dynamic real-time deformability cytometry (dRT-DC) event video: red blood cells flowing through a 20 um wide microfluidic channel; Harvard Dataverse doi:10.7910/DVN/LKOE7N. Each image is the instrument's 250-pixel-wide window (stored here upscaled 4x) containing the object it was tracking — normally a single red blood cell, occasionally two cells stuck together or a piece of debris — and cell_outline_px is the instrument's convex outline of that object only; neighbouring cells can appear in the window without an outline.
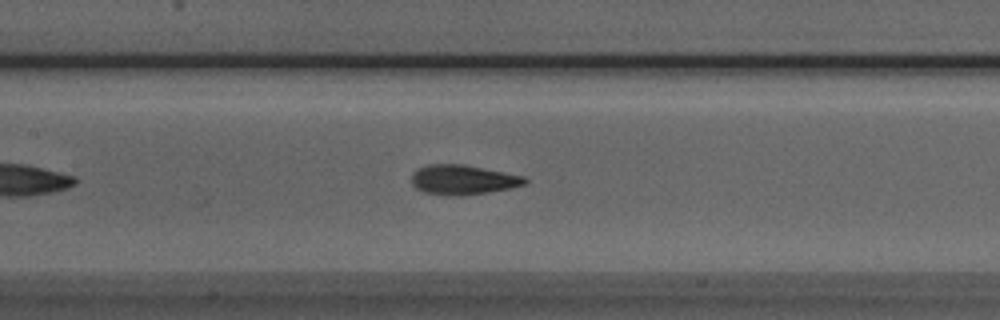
{"species": "Egyptian fruit bat (a non-hibernating species)", "species_latin": "Rousettus aegyptiacus", "temperature_condition": "room temperature", "stored_images_in_passage": 27, "camera_frame_rate_fps": 3000, "um_per_image_px": 0.085, "animal": {"sex": "male"}, "frame": {"image": 1, "passage_image": 14, "time_ms": 4.333, "image_size_px": [1000, 320], "cell_outline_px": [[528, 180], [524, 184], [508, 188], [488, 192], [460, 196], [448, 196], [424, 192], [416, 188], [412, 184], [412, 172], [416, 168], [428, 164], [464, 164], [524, 176]], "centroid_in_image_um": [39.3, 15.27], "position_along_channel_um": 168.1, "area_um2": 19.65}}
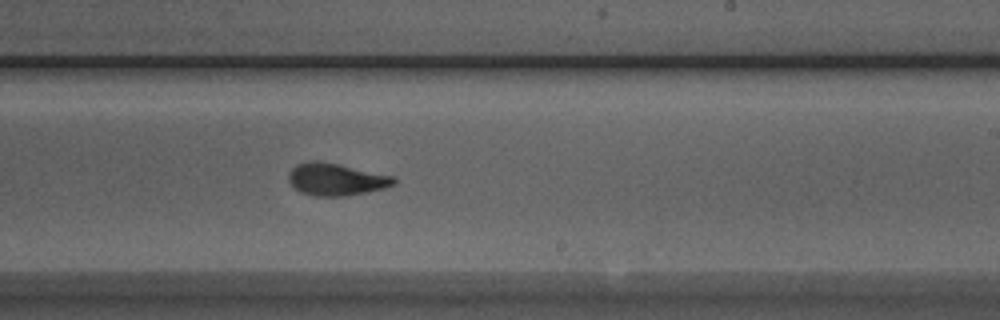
{"frame": {"image": 2, "passage_image": 21, "time_ms": 6.667, "image_size_px": [1000, 320], "cell_outline_px": [[396, 184], [384, 188], [344, 196], [316, 196], [300, 192], [292, 188], [288, 180], [288, 172], [296, 164], [312, 160], [336, 164], [396, 176]], "centroid_in_image_um": [28.53, 15.25], "position_along_channel_um": 260.5, "area_um2": 19.77}}
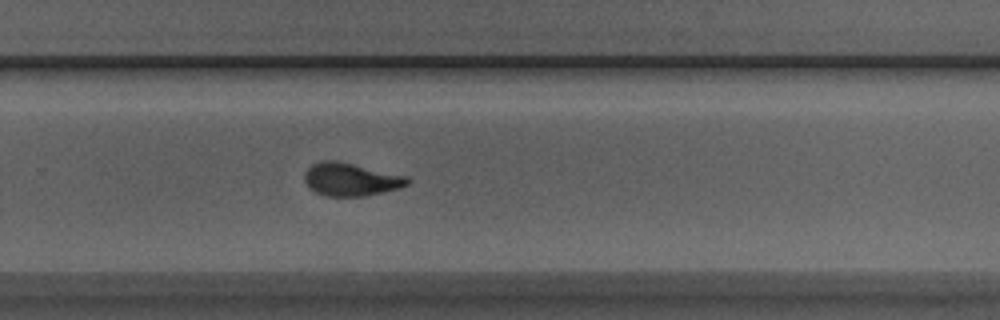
{"frame": {"image": 3, "passage_image": 24, "time_ms": 7.667, "image_size_px": [1000, 320], "cell_outline_px": [[412, 180], [408, 184], [396, 188], [364, 196], [328, 196], [316, 192], [304, 180], [304, 172], [312, 164], [324, 160], [336, 160], [408, 176]], "centroid_in_image_um": [29.82, 15.23], "position_along_channel_um": 300.0, "area_um2": 19.54}}